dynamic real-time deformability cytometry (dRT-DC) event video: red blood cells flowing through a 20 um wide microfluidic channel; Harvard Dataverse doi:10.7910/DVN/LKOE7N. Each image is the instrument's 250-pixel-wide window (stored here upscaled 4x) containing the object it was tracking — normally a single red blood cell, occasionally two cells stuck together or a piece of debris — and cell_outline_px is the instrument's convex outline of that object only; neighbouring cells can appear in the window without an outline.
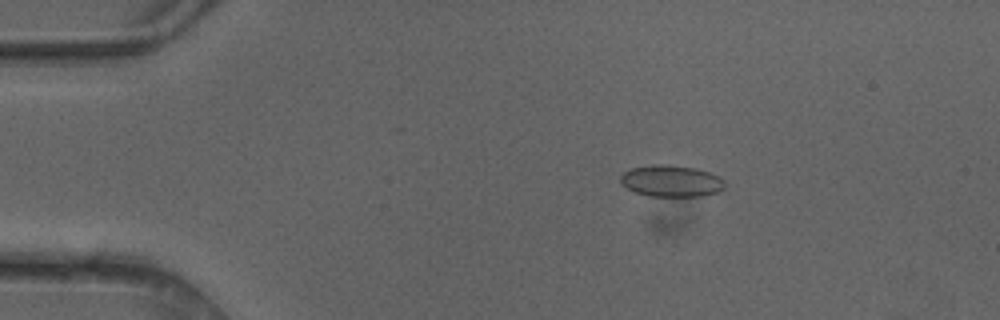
{"species": "common noctule bat (a hibernating species)", "species_latin": "Nyctalus noctula", "temperature_condition": "cold", "stored_images_in_passage": 5, "camera_frame_rate_fps": 3000, "um_per_image_px": 0.085, "animal": {"sex": "female"}, "frame": {"image": 1, "passage_image": 2, "time_ms": 0.333, "image_size_px": [1000, 320], "cell_outline_px": [[724, 188], [720, 192], [704, 196], [648, 196], [636, 192], [620, 184], [620, 176], [624, 172], [632, 168], [652, 164], [668, 164], [696, 168], [720, 176], [724, 180]], "centroid_in_image_um": [57.07, 15.38], "position_along_channel_um": 27.9, "area_um2": 19.42}}
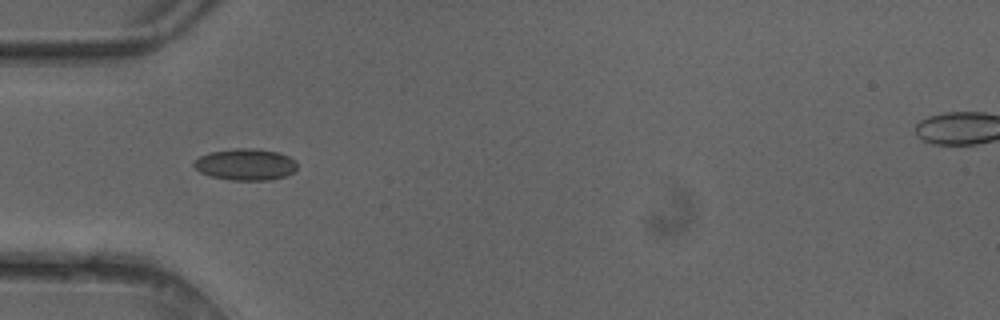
{"frame": {"image": 2, "passage_image": 4, "time_ms": 1.0, "image_size_px": [1000, 320], "cell_outline_px": [[296, 168], [292, 172], [284, 176], [272, 180], [228, 180], [208, 176], [200, 172], [192, 164], [200, 156], [208, 152], [236, 148], [256, 148], [280, 152], [296, 160]], "centroid_in_image_um": [20.86, 13.97], "position_along_channel_um": 64.1, "area_um2": 19.19}}
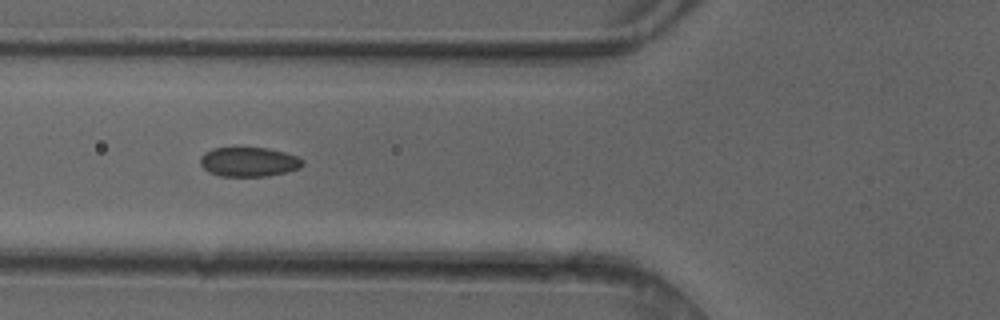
{"frame": {"image": 3, "passage_image": 5, "time_ms": 1.333, "image_size_px": [1000, 320], "cell_outline_px": [[304, 164], [300, 168], [268, 176], [220, 176], [208, 172], [200, 164], [200, 156], [204, 152], [212, 148], [268, 148], [284, 152], [296, 156], [304, 160]], "centroid_in_image_um": [21.13, 13.76], "position_along_channel_um": 104.7, "area_um2": 17.57}}